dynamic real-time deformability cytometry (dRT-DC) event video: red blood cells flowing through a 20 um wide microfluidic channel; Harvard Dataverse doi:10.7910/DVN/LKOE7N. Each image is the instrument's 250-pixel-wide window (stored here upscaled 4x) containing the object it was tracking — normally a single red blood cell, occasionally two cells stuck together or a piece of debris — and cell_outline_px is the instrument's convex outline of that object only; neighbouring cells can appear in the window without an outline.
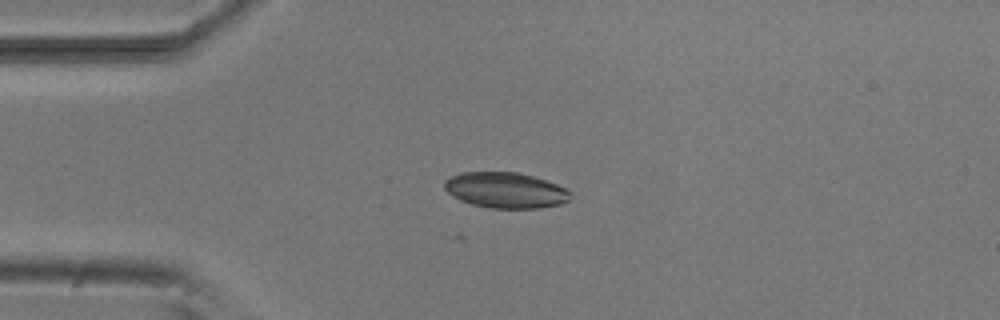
{"species": "common noctule bat (a hibernating species)", "species_latin": "Nyctalus noctula", "temperature_condition": "room temperature", "stored_images_in_passage": 2, "camera_frame_rate_fps": 3000, "um_per_image_px": 0.085, "animal": {"sex": "male", "body_mass_g": 20.5, "forearm_length_mm": 52.5}, "frame": {"image": 1, "passage_image": 2, "time_ms": 1.0, "image_size_px": [1000, 320], "cell_outline_px": [[572, 192], [568, 200], [560, 204], [540, 208], [492, 208], [472, 204], [460, 200], [452, 196], [444, 188], [444, 180], [448, 176], [460, 172], [516, 172], [548, 180], [568, 188]], "centroid_in_image_um": [42.97, 16.15], "position_along_channel_um": 42.0, "area_um2": 26.47}}